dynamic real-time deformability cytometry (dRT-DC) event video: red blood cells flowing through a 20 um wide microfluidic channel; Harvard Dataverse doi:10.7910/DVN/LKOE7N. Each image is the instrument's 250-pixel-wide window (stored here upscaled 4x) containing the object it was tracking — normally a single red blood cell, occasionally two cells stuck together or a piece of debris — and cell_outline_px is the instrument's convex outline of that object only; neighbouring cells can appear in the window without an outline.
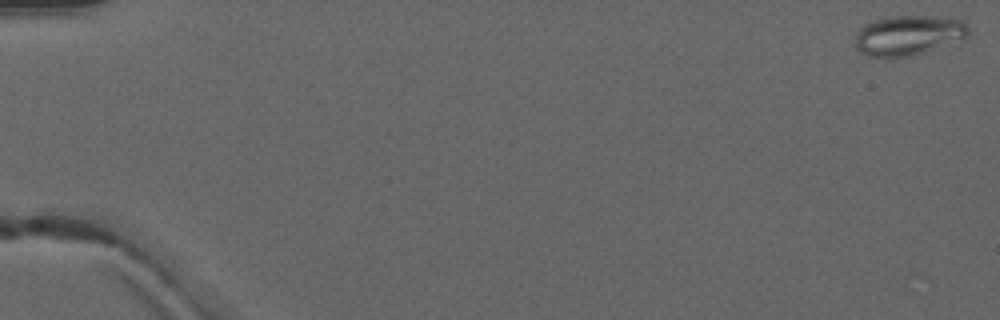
{"species": "common noctule bat (a hibernating species)", "species_latin": "Nyctalus noctula", "temperature_condition": "warm", "stored_images_in_passage": 6, "camera_frame_rate_fps": 3000, "um_per_image_px": 0.085, "animal": {"sex": "male", "forearm_length_mm": 52.5}, "frame": {"image": 1, "passage_image": 1, "time_ms": 0.0, "image_size_px": [1000, 320], "cell_outline_px": [[968, 36], [964, 40], [924, 52], [908, 56], [868, 56], [860, 52], [856, 48], [856, 32], [864, 24], [872, 20], [888, 16], [932, 16], [960, 20], [968, 24]], "centroid_in_image_um": [77.22, 2.98], "position_along_channel_um": 7.8, "area_um2": 26.41}}